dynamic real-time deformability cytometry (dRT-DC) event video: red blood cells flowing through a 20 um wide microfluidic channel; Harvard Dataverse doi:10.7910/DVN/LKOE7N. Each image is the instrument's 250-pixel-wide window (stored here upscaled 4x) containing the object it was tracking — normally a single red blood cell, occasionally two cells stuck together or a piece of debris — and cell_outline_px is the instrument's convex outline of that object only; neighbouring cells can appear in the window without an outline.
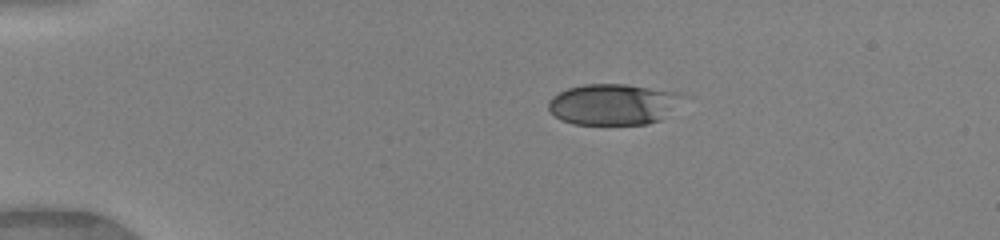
{"species": "human", "species_latin": "Homo sapiens", "temperature_condition": "warm", "stored_images_in_passage": 25, "camera_frame_rate_fps": 3000, "um_per_image_px": 0.085, "donor": {"sex": "female"}, "frame": {"image": 1, "passage_image": 1, "time_ms": 0.0, "image_size_px": [1000, 240], "cell_outline_px": [[692, 96], [660, 120], [648, 124], [572, 124], [560, 120], [548, 108], [548, 100], [552, 96], [568, 88], [584, 84], [624, 84], [676, 92]], "centroid_in_image_um": [52.18, 8.87], "position_along_channel_um": 32.8, "area_um2": 32.48}}